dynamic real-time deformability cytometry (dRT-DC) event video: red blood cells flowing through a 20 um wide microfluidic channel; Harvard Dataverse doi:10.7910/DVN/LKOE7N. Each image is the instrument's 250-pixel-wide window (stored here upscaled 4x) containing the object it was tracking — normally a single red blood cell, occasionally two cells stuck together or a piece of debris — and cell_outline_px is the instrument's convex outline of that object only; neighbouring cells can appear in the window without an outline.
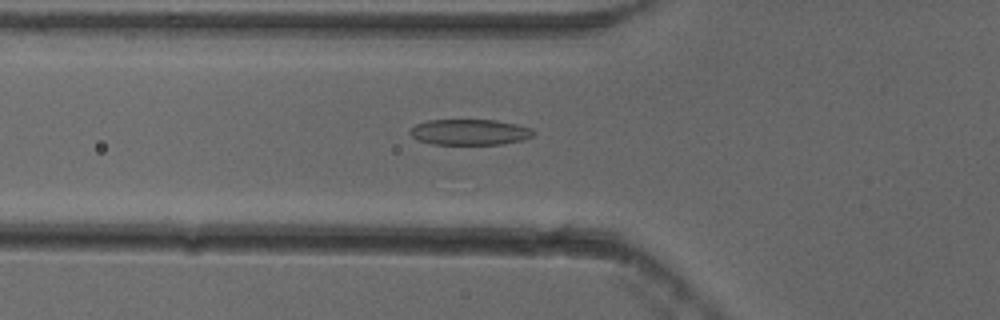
{"species": "common noctule bat (a hibernating species)", "species_latin": "Nyctalus noctula", "temperature_condition": "cold", "stored_images_in_passage": 47, "camera_frame_rate_fps": 3000, "um_per_image_px": 0.085, "animal": {"sex": "female"}, "frame": {"image": 1, "passage_image": 13, "time_ms": 4.0, "image_size_px": [1000, 320], "cell_outline_px": [[536, 132], [532, 136], [524, 140], [500, 144], [432, 144], [420, 140], [412, 136], [408, 132], [416, 124], [428, 120], [496, 120], [516, 124], [532, 128]], "centroid_in_image_um": [39.96, 11.22], "position_along_channel_um": 85.8, "area_um2": 18.5}}
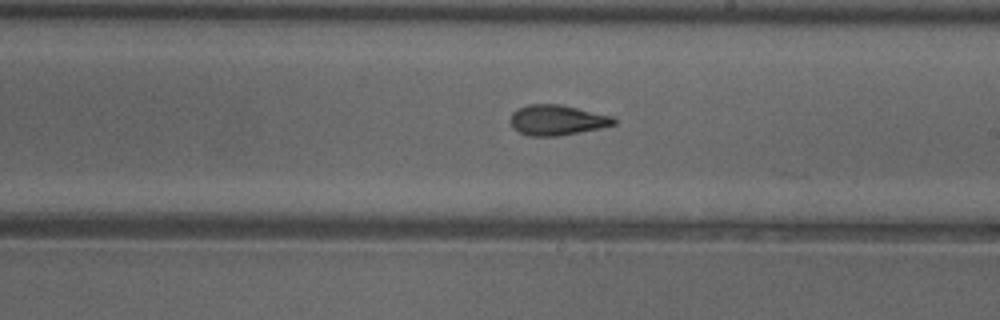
{"frame": {"image": 2, "passage_image": 25, "time_ms": 8.0, "image_size_px": [1000, 320], "cell_outline_px": [[616, 124], [600, 128], [556, 136], [528, 136], [512, 128], [508, 120], [512, 112], [516, 108], [528, 104], [560, 104], [612, 116], [616, 120]], "centroid_in_image_um": [47.28, 10.2], "position_along_channel_um": 241.7, "area_um2": 18.38}}
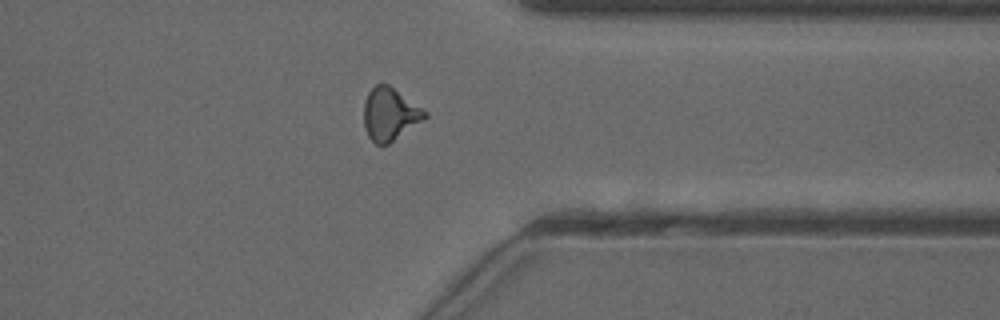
{"frame": {"image": 3, "passage_image": 36, "time_ms": 11.667, "image_size_px": [1000, 320], "cell_outline_px": [[428, 116], [424, 120], [388, 144], [376, 144], [368, 136], [364, 128], [364, 100], [368, 92], [376, 84], [388, 84], [428, 112]], "centroid_in_image_um": [33.13, 9.7], "position_along_channel_um": 378.3, "area_um2": 18.67}, "authors_computed_cell_mechanics": {"area_um2": 18.3804, "velocity_mm_per_s": 3.8676, "shape_relaxation_time_tau1_ms": 4.9622, "shape_relaxation_time_tau2_ms": 2.14, "deformation_change_tau1": 0.1551, "deformation_change_tau2": 0.0987}}